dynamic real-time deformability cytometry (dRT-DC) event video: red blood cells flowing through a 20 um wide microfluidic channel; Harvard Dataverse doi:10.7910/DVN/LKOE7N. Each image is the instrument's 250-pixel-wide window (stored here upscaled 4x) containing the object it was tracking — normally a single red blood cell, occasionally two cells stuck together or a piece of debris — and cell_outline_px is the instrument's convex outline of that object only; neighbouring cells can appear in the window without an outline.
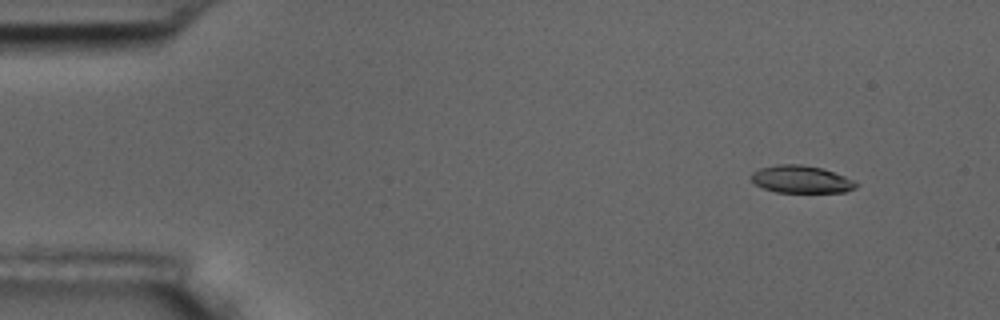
{"species": "common noctule bat (a hibernating species)", "species_latin": "Nyctalus noctula", "temperature_condition": "room temperature", "stored_images_in_passage": 9, "camera_frame_rate_fps": 3000, "um_per_image_px": 0.085, "animal": {"sex": "male", "body_mass_g": 17.5, "forearm_length_mm": 52.3}, "frame": {"image": 1, "passage_image": 2, "time_ms": 1.0, "image_size_px": [1000, 320], "cell_outline_px": [[860, 184], [856, 188], [844, 192], [776, 192], [764, 188], [756, 184], [752, 180], [752, 172], [760, 168], [776, 164], [800, 164], [820, 168], [856, 180]], "centroid_in_image_um": [68.13, 15.24], "position_along_channel_um": 16.9, "area_um2": 16.7}}
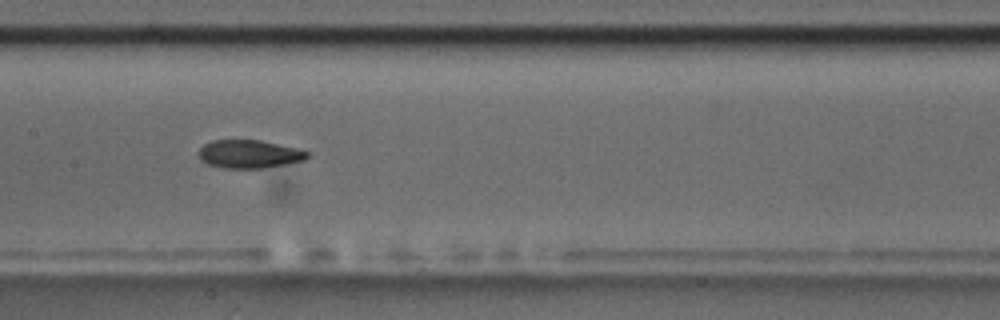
{"frame": {"image": 2, "passage_image": 8, "time_ms": 8.667, "image_size_px": [1000, 320], "cell_outline_px": [[308, 156], [304, 160], [284, 164], [260, 168], [224, 168], [208, 164], [200, 160], [196, 152], [204, 144], [212, 140], [260, 140], [296, 148], [308, 152]], "centroid_in_image_um": [21.11, 13.09], "position_along_channel_um": 186.3, "area_um2": 17.74}}
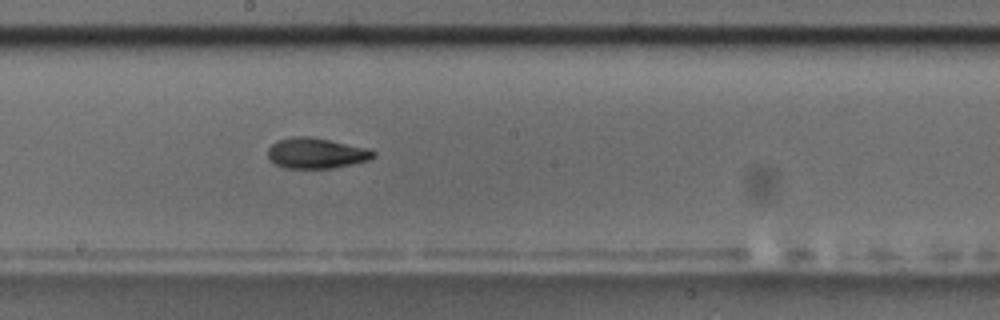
{"frame": {"image": 3, "passage_image": 9, "time_ms": 9.667, "image_size_px": [1000, 320], "cell_outline_px": [[376, 156], [372, 160], [332, 168], [284, 168], [276, 164], [268, 156], [268, 148], [276, 140], [292, 136], [312, 136], [372, 148], [376, 152]], "centroid_in_image_um": [26.95, 13.0], "position_along_channel_um": 221.3, "area_um2": 19.25}}